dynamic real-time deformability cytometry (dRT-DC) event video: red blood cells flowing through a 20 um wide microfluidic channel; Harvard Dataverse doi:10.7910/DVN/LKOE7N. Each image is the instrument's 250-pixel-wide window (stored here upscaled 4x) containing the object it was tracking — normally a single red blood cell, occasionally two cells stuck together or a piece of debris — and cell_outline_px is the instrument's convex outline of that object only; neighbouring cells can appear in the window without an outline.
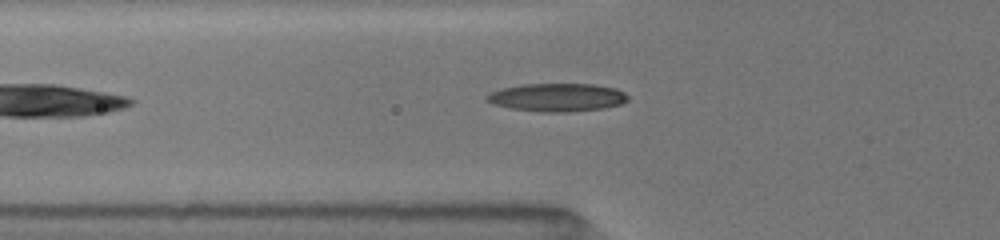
{"species": "common noctule bat (a hibernating species)", "species_latin": "Nyctalus noctula", "temperature_condition": "room temperature", "stored_images_in_passage": 15, "camera_frame_rate_fps": 3000, "um_per_image_px": 0.085, "animal": {"sex": "female", "body_mass_g": 19.5, "forearm_length_mm": 54.1}, "frame": {"image": 1, "passage_image": 15, "time_ms": 5.667, "image_size_px": [1000, 240], "cell_outline_px": [[628, 100], [620, 104], [604, 108], [568, 112], [540, 112], [512, 108], [492, 104], [484, 100], [484, 96], [488, 92], [500, 88], [520, 84], [596, 84], [616, 88], [624, 92], [628, 96]], "centroid_in_image_um": [47.31, 8.27], "position_along_channel_um": 78.5, "area_um2": 23.47}}